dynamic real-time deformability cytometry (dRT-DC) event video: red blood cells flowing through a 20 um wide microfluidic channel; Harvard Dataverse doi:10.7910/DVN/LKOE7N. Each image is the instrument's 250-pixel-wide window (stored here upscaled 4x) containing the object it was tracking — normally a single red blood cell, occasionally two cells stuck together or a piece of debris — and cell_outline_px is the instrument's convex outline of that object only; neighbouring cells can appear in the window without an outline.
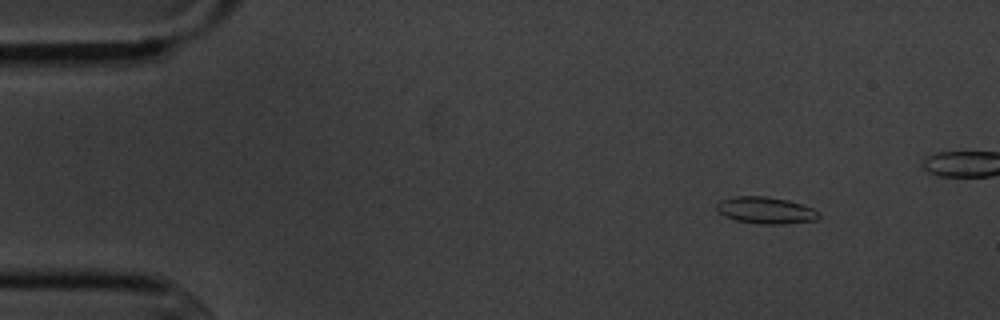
{"species": "common noctule bat (a hibernating species)", "species_latin": "Nyctalus noctula", "temperature_condition": "cold", "stored_images_in_passage": 6, "camera_frame_rate_fps": 3000, "um_per_image_px": 0.085, "animal": {"sex": "male", "body_mass_g": 20.1, "forearm_length_mm": 53.5}, "frame": {"image": 1, "passage_image": 2, "time_ms": 1.333, "image_size_px": [1000, 320], "cell_outline_px": [[820, 220], [784, 224], [760, 224], [736, 220], [724, 216], [716, 208], [716, 204], [720, 200], [736, 196], [764, 196], [788, 200], [812, 208], [820, 212]], "centroid_in_image_um": [65.12, 17.88], "position_along_channel_um": 19.9, "area_um2": 16.01}}